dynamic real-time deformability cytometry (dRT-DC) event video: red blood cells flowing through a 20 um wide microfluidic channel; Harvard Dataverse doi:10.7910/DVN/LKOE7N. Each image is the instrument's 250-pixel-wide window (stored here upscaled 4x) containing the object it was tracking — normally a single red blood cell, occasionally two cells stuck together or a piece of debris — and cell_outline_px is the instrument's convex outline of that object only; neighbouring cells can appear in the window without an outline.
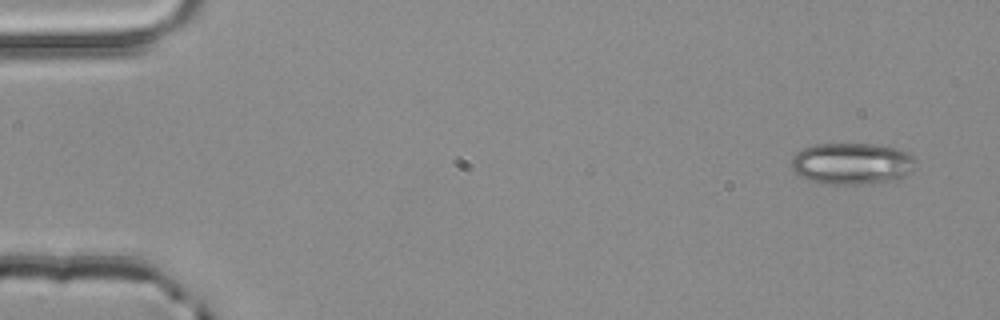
{"species": "common noctule bat (a hibernating species)", "species_latin": "Nyctalus noctula", "temperature_condition": "room temperature", "stored_images_in_passage": 3, "camera_frame_rate_fps": 3000, "um_per_image_px": 0.085, "animal": {"sex": "male", "body_mass_g": 20.4}, "frame": {"image": 1, "passage_image": 1, "time_ms": 0.0, "image_size_px": [1000, 320], "cell_outline_px": [[916, 160], [912, 172], [900, 180], [856, 184], [824, 184], [800, 176], [792, 168], [792, 156], [796, 152], [804, 148], [816, 144], [876, 144], [896, 148], [908, 152]], "centroid_in_image_um": [72.46, 13.9], "position_along_channel_um": 12.5, "area_um2": 30.29}}